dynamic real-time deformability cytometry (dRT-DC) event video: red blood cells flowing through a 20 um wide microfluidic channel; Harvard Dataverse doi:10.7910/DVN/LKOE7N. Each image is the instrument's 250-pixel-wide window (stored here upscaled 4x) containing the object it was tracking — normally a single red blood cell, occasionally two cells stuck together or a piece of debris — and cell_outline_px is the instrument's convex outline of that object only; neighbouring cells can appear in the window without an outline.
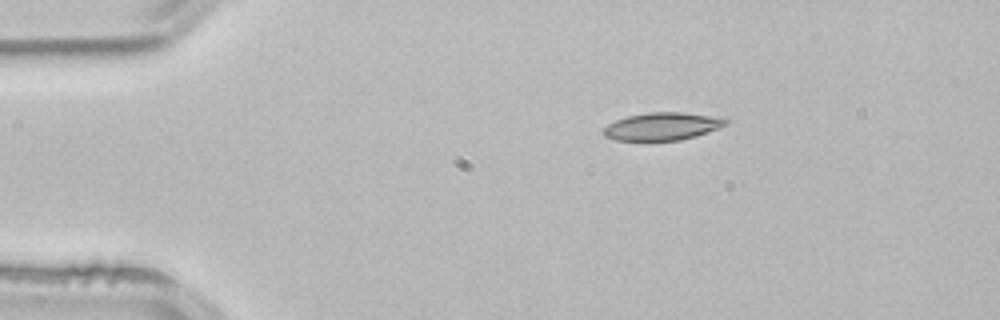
{"species": "common noctule bat (a hibernating species)", "species_latin": "Nyctalus noctula", "temperature_condition": "room temperature", "stored_images_in_passage": 3, "segment_of_instrument_passage": [1, 2], "camera_frame_rate_fps": 3000, "um_per_image_px": 0.085, "animal": {"sex": "male", "body_mass_g": 21.5, "forearm_length_mm": 52.0}, "frame": {"image": 1, "passage_image": 1, "time_ms": 0.0, "image_size_px": [1000, 320], "cell_outline_px": [[728, 124], [720, 128], [696, 136], [680, 140], [616, 140], [604, 136], [604, 128], [608, 124], [616, 120], [628, 116], [648, 112], [684, 112], [712, 116], [728, 120]], "centroid_in_image_um": [56.31, 10.74], "position_along_channel_um": 28.7, "area_um2": 19.59}}